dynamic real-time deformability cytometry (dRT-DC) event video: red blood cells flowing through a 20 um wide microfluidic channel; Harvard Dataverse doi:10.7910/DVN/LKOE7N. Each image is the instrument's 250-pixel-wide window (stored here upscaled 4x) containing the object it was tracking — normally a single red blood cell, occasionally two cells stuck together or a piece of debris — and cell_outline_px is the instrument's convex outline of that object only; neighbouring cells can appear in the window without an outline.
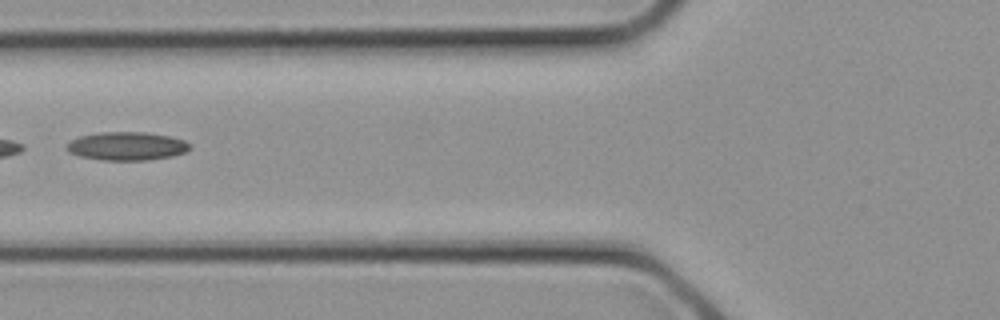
{"species": "common noctule bat (a hibernating species)", "species_latin": "Nyctalus noctula", "temperature_condition": "cold", "stored_images_in_passage": 4, "segment_of_instrument_passage": [1, 2], "camera_frame_rate_fps": 3000, "um_per_image_px": 0.085, "animal": {"sex": "female", "body_mass_g": 21.9}, "frame": {"image": 1, "passage_image": 3, "time_ms": 0.667, "image_size_px": [1000, 320], "cell_outline_px": [[192, 148], [188, 152], [172, 156], [148, 160], [100, 160], [80, 156], [68, 152], [68, 144], [72, 140], [80, 136], [100, 132], [144, 132], [168, 136], [184, 140], [192, 144]], "centroid_in_image_um": [10.84, 12.42], "position_along_channel_um": 115.0, "area_um2": 20.4}}